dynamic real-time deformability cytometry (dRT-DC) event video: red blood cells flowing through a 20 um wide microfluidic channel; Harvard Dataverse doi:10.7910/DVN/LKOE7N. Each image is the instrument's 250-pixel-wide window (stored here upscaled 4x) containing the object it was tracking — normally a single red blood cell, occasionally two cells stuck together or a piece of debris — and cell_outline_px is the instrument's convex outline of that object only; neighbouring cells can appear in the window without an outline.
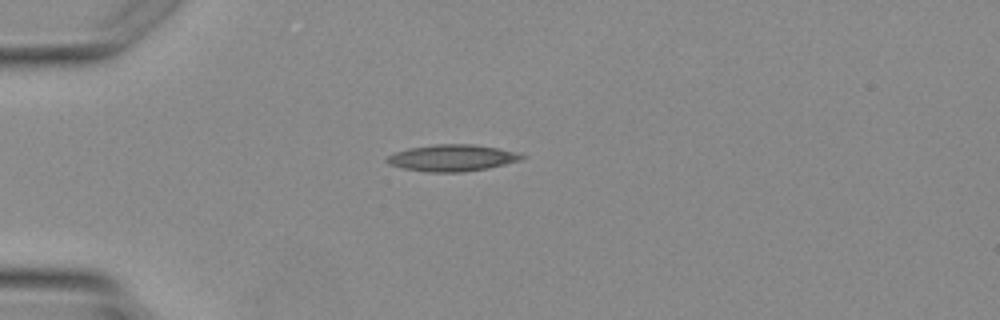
{"species": "Egyptian fruit bat (a non-hibernating species)", "species_latin": "Rousettus aegyptiacus", "temperature_condition": "warm", "stored_images_in_passage": 2, "camera_frame_rate_fps": 3000, "um_per_image_px": 0.085, "animal": {"sex": "female"}, "frame": {"image": 1, "passage_image": 2, "time_ms": 1.333, "image_size_px": [1000, 320], "cell_outline_px": [[528, 156], [520, 160], [488, 168], [464, 172], [428, 172], [404, 168], [388, 164], [384, 160], [388, 156], [396, 152], [408, 148], [436, 144], [472, 144], [496, 148], [516, 152]], "centroid_in_image_um": [38.42, 13.42], "position_along_channel_um": 46.6, "area_um2": 20.81}}